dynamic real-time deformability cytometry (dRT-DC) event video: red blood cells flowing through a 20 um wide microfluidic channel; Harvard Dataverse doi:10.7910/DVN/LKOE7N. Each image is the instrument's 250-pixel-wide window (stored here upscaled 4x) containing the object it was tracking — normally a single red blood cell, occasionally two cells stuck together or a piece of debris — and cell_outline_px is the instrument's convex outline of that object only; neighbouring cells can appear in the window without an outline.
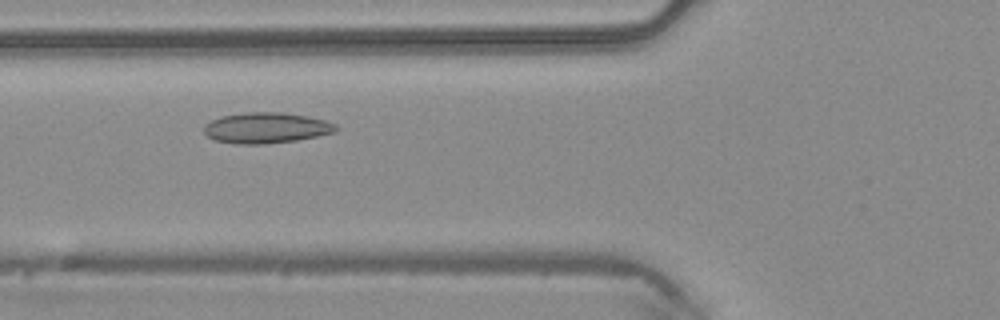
{"species": "common noctule bat (a hibernating species)", "species_latin": "Nyctalus noctula", "temperature_condition": "warm", "stored_images_in_passage": 42, "camera_frame_rate_fps": 3000, "um_per_image_px": 0.085, "animal": {"sex": "male", "body_mass_g": 20.4}, "frame": {"image": 1, "passage_image": 12, "time_ms": 3.667, "image_size_px": [1000, 320], "cell_outline_px": [[340, 128], [336, 132], [296, 140], [264, 144], [236, 144], [216, 140], [208, 136], [204, 132], [204, 124], [220, 116], [248, 112], [280, 112], [308, 116], [324, 120], [336, 124]], "centroid_in_image_um": [22.64, 10.86], "position_along_channel_um": 103.2, "area_um2": 23.64}}
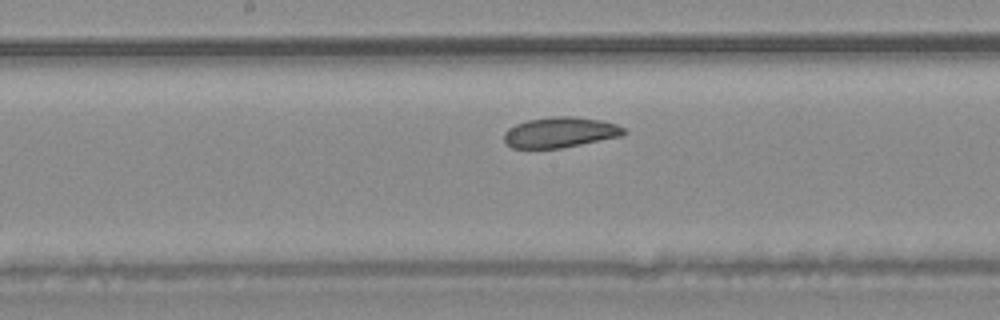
{"frame": {"image": 2, "passage_image": 19, "time_ms": 6.0, "image_size_px": [1000, 320], "cell_outline_px": [[628, 132], [624, 136], [560, 148], [512, 148], [504, 140], [504, 132], [508, 128], [516, 124], [528, 120], [552, 116], [572, 116], [600, 120], [616, 124], [624, 128]], "centroid_in_image_um": [47.64, 11.25], "position_along_channel_um": 200.6, "area_um2": 21.33}}
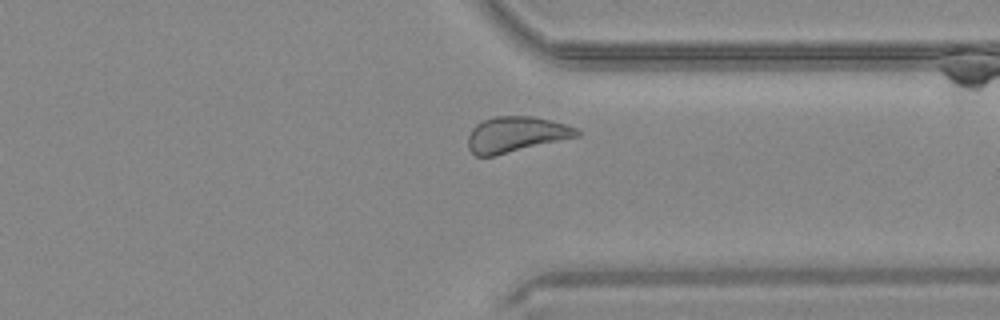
{"frame": {"image": 3, "passage_image": 31, "time_ms": 10.0, "image_size_px": [1000, 320], "cell_outline_px": [[580, 136], [492, 156], [476, 156], [468, 148], [468, 136], [472, 128], [476, 124], [484, 120], [496, 116], [532, 116], [552, 120], [576, 128], [580, 132]], "centroid_in_image_um": [43.85, 11.42], "position_along_channel_um": 367.6, "area_um2": 22.43}, "authors_computed_cell_mechanics": {"area_um2": 22.5998, "velocity_mm_per_s": 4.1718, "shape_relaxation_time_tau1_ms": 4.9863, "shape_relaxation_time_tau2_ms": 5.1714, "deformation_change_tau1": 0.1044, "deformation_change_tau2": 0.093}}